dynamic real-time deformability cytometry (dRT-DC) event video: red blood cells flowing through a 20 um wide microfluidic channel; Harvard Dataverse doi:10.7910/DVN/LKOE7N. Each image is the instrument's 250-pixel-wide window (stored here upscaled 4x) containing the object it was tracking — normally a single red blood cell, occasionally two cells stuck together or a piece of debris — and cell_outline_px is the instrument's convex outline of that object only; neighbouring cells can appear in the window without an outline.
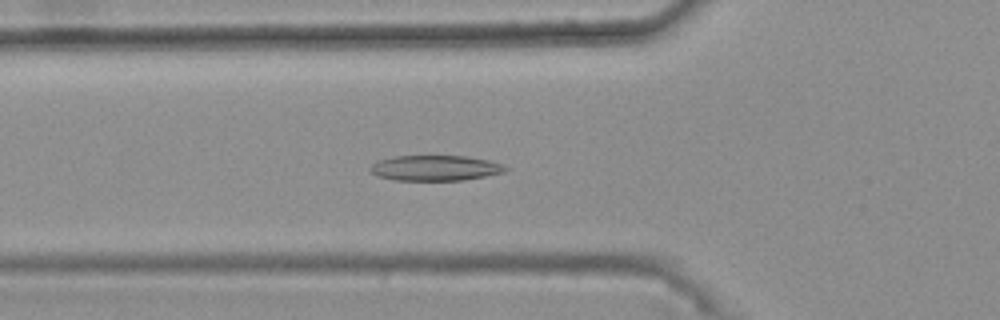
{"species": "common noctule bat (a hibernating species)", "species_latin": "Nyctalus noctula", "temperature_condition": "warm", "stored_images_in_passage": 34, "camera_frame_rate_fps": 3000, "um_per_image_px": 0.085, "animal": {"sex": "female", "body_mass_g": 25.1}, "frame": {"image": 1, "passage_image": 7, "time_ms": 2.0, "image_size_px": [1000, 320], "cell_outline_px": [[508, 168], [504, 172], [464, 180], [396, 180], [376, 176], [368, 168], [376, 160], [392, 156], [468, 156], [488, 160], [504, 164]], "centroid_in_image_um": [36.96, 14.27], "position_along_channel_um": 88.8, "area_um2": 20.11}}
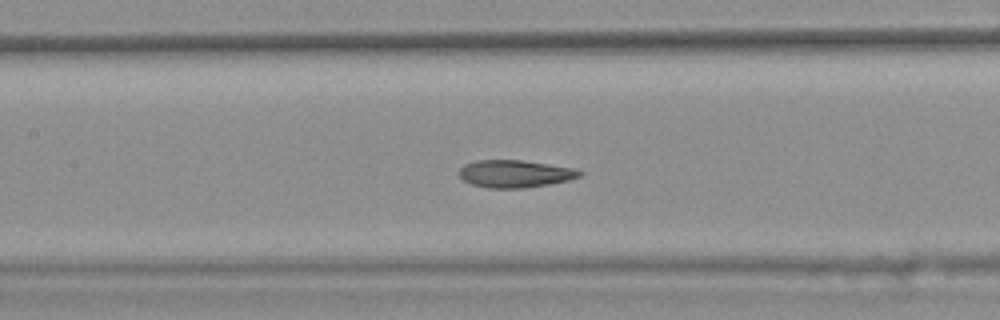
{"frame": {"image": 2, "passage_image": 13, "time_ms": 4.0, "image_size_px": [1000, 320], "cell_outline_px": [[584, 172], [580, 176], [568, 180], [548, 184], [524, 188], [488, 188], [472, 184], [464, 180], [460, 176], [460, 168], [464, 164], [476, 160], [524, 160], [572, 168]], "centroid_in_image_um": [43.76, 14.76], "position_along_channel_um": 163.6, "area_um2": 19.13}}
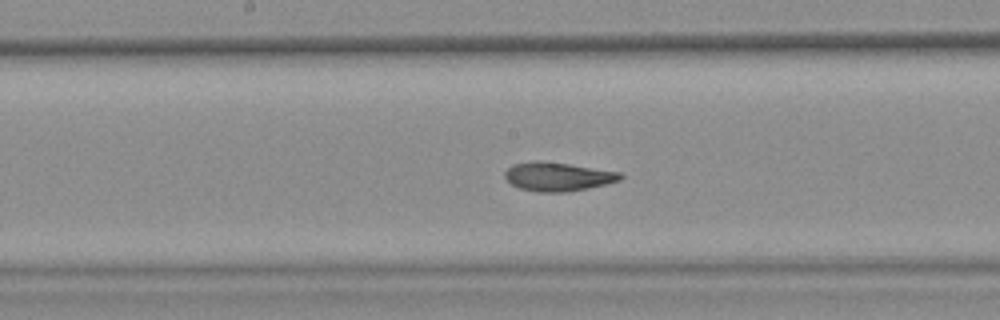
{"frame": {"image": 3, "passage_image": 16, "time_ms": 5.0, "image_size_px": [1000, 320], "cell_outline_px": [[624, 176], [620, 180], [588, 188], [568, 192], [536, 192], [520, 188], [512, 184], [504, 176], [504, 172], [512, 164], [536, 160], [568, 164], [620, 172]], "centroid_in_image_um": [47.39, 15.01], "position_along_channel_um": 200.8, "area_um2": 19.25}, "authors_computed_cell_mechanics": {"area_um2": 19.363, "velocity_mm_per_s": 3.7255, "shape_relaxation_time_tau1_ms": 9.1625, "shape_relaxation_time_tau2_ms": 2.4011, "deformation_change_tau1": 0.2161, "deformation_change_tau2": 0.0808}}